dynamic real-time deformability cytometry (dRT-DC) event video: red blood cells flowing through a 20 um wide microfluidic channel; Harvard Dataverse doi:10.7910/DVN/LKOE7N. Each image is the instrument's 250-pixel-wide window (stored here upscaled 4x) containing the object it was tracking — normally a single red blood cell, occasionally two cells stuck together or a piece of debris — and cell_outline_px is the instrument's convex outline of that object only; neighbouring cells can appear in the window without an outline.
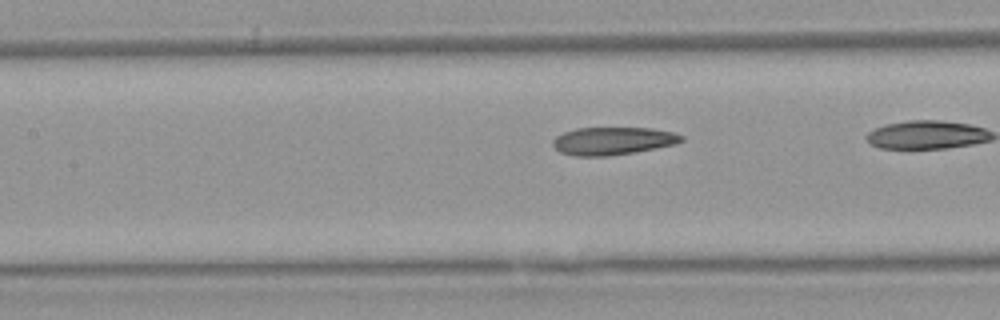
{"species": "Egyptian fruit bat (a non-hibernating species)", "species_latin": "Rousettus aegyptiacus", "temperature_condition": "warm", "stored_images_in_passage": 25, "camera_frame_rate_fps": 3000, "um_per_image_px": 0.085, "animal": {"sex": "female"}, "frame": {"image": 1, "passage_image": 8, "time_ms": 2.333, "image_size_px": [1000, 320], "cell_outline_px": [[684, 140], [676, 144], [636, 152], [608, 156], [576, 156], [560, 152], [552, 144], [552, 140], [556, 136], [564, 132], [576, 128], [652, 128], [672, 132], [684, 136]], "centroid_in_image_um": [52.1, 11.98], "position_along_channel_um": 155.3, "area_um2": 20.87}}